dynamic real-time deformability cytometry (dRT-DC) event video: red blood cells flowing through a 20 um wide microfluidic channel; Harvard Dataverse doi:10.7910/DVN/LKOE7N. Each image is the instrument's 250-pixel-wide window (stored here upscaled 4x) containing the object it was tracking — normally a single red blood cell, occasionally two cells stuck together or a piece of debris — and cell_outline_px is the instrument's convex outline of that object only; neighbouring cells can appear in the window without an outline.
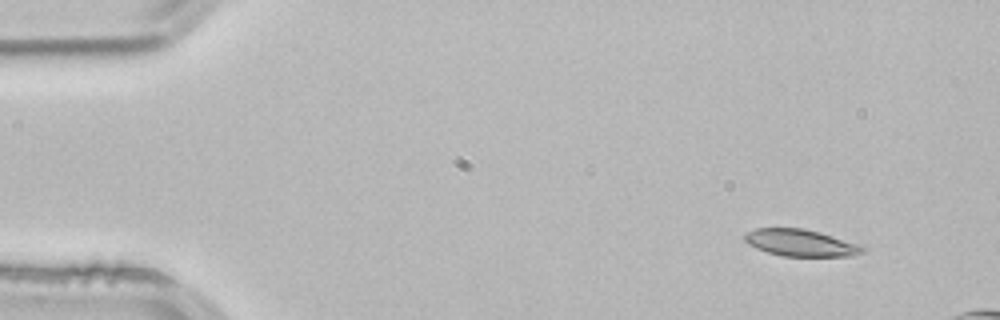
{"species": "common noctule bat (a hibernating species)", "species_latin": "Nyctalus noctula", "temperature_condition": "room temperature", "stored_images_in_passage": 8, "camera_frame_rate_fps": 3000, "um_per_image_px": 0.085, "animal": {"sex": "male", "body_mass_g": 21.5, "forearm_length_mm": 52.0}, "frame": {"image": 1, "passage_image": 1, "time_ms": 0.0, "image_size_px": [1000, 320], "cell_outline_px": [[864, 252], [852, 256], [784, 256], [768, 252], [756, 248], [748, 244], [744, 240], [744, 236], [748, 232], [756, 228], [804, 228], [820, 232], [856, 244], [864, 248]], "centroid_in_image_um": [68.02, 20.64], "position_along_channel_um": 17.0, "area_um2": 18.21}}